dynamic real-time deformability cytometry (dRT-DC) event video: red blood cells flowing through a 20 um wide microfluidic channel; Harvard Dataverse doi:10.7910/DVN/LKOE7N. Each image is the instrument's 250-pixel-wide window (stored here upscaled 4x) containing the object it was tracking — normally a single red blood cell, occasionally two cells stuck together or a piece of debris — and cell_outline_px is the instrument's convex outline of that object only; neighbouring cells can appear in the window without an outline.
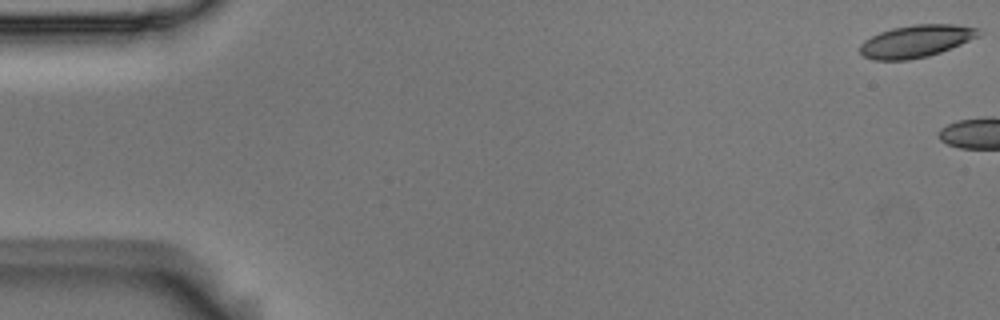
{"species": "Egyptian fruit bat (a non-hibernating species)", "species_latin": "Rousettus aegyptiacus", "temperature_condition": "room temperature", "stored_images_in_passage": 2, "camera_frame_rate_fps": 3000, "um_per_image_px": 0.085, "animal": {"sex": "male"}, "frame": {"image": 1, "passage_image": 1, "time_ms": 0.0, "image_size_px": [1000, 320], "cell_outline_px": [[980, 36], [940, 52], [928, 56], [908, 60], [872, 60], [864, 56], [860, 52], [860, 44], [864, 40], [880, 32], [892, 28], [912, 24], [956, 24], [980, 28]], "centroid_in_image_um": [77.87, 3.49], "position_along_channel_um": 7.1, "area_um2": 22.43}}